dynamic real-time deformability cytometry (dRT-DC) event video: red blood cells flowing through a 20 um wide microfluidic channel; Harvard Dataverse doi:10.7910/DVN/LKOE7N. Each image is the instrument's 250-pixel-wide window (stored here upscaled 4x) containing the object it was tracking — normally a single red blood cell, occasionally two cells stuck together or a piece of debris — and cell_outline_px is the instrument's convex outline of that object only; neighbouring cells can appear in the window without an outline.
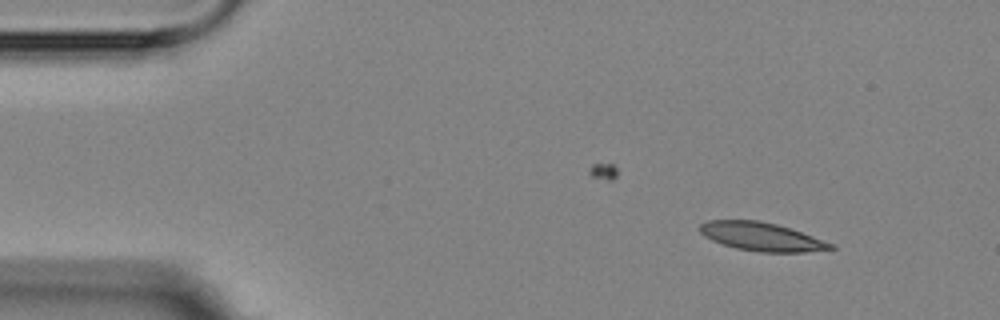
{"species": "Egyptian fruit bat (a non-hibernating species)", "species_latin": "Rousettus aegyptiacus", "temperature_condition": "room temperature", "stored_images_in_passage": 8, "camera_frame_rate_fps": 3000, "um_per_image_px": 0.085, "animal": {"sex": "female"}, "frame": {"image": 1, "passage_image": 1, "time_ms": 0.0, "image_size_px": [1000, 320], "cell_outline_px": [[836, 248], [804, 252], [760, 252], [736, 248], [712, 240], [704, 236], [700, 232], [700, 224], [708, 220], [760, 220], [776, 224], [836, 244]], "centroid_in_image_um": [64.73, 20.11], "position_along_channel_um": 20.3, "area_um2": 21.5}}
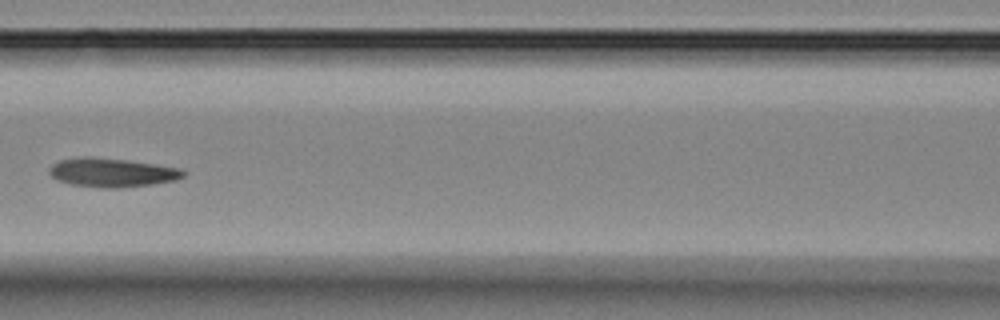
{"frame": {"image": 2, "passage_image": 6, "time_ms": 6.0, "image_size_px": [1000, 320], "cell_outline_px": [[188, 172], [184, 176], [176, 180], [152, 184], [120, 188], [100, 188], [72, 184], [56, 180], [48, 172], [48, 168], [52, 164], [60, 160], [80, 156], [92, 156], [124, 160], [180, 168]], "centroid_in_image_um": [9.49, 14.66], "position_along_channel_um": 157.1, "area_um2": 22.66}}
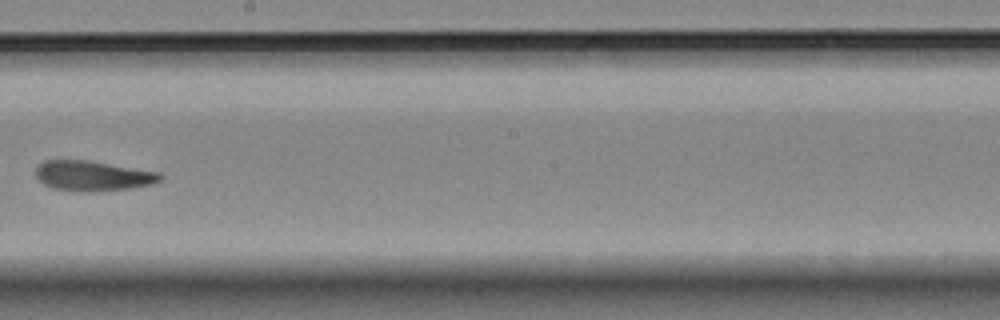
{"frame": {"image": 3, "passage_image": 8, "time_ms": 8.333, "image_size_px": [1000, 320], "cell_outline_px": [[164, 176], [160, 180], [152, 184], [128, 188], [96, 192], [76, 192], [52, 188], [44, 184], [36, 176], [36, 168], [44, 160], [88, 160], [160, 172]], "centroid_in_image_um": [7.89, 14.95], "position_along_channel_um": 240.3, "area_um2": 21.96}}